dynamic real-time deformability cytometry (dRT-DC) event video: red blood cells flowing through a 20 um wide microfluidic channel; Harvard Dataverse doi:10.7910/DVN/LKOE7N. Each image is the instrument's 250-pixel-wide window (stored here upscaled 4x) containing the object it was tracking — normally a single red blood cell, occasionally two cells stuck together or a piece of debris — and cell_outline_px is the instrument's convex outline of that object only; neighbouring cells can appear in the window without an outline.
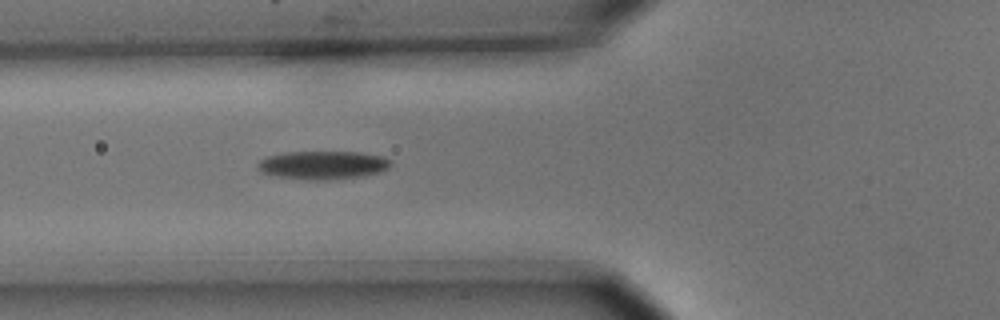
{"species": "common noctule bat (a hibernating species)", "species_latin": "Nyctalus noctula", "temperature_condition": "cold", "stored_images_in_passage": 3, "camera_frame_rate_fps": 3000, "um_per_image_px": 0.085, "animal": {"sex": "male", "body_mass_g": 15.6}, "frame": {"image": 1, "passage_image": 3, "time_ms": 0.667, "image_size_px": [1000, 320], "cell_outline_px": [[392, 164], [388, 168], [380, 172], [360, 176], [328, 180], [304, 180], [276, 176], [260, 172], [256, 168], [256, 164], [260, 160], [268, 156], [288, 152], [360, 152], [380, 156], [392, 160]], "centroid_in_image_um": [27.42, 14.04], "position_along_channel_um": 98.4, "area_um2": 22.08}}